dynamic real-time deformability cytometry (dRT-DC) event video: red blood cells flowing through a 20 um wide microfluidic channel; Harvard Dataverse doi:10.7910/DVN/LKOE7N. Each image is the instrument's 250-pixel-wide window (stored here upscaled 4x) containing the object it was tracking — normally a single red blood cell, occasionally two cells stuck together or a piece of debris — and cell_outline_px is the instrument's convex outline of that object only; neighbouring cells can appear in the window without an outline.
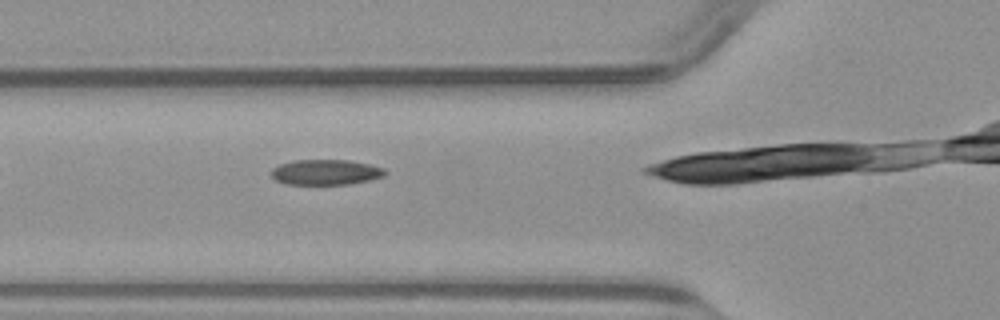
{"species": "common noctule bat (a hibernating species)", "species_latin": "Nyctalus noctula", "temperature_condition": "warm", "stored_images_in_passage": 8, "camera_frame_rate_fps": 3000, "um_per_image_px": 0.085, "animal": {"sex": "male", "body_mass_g": 23.1, "forearm_length_mm": 52.7}, "frame": {"image": 1, "passage_image": 4, "time_ms": 1.0, "image_size_px": [1000, 320], "cell_outline_px": [[388, 172], [384, 176], [368, 180], [348, 184], [284, 184], [276, 180], [272, 176], [272, 168], [280, 164], [296, 160], [348, 160], [368, 164], [384, 168]], "centroid_in_image_um": [27.69, 14.63], "position_along_channel_um": 98.1, "area_um2": 16.7}}